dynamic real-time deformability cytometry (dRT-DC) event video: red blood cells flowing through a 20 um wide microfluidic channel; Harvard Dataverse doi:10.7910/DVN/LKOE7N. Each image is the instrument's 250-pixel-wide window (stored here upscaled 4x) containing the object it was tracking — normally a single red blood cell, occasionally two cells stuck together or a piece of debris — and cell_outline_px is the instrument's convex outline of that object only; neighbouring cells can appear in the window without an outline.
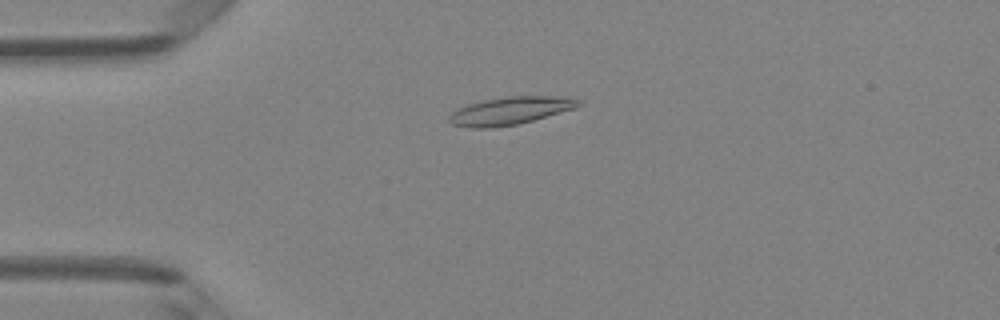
{"species": "Egyptian fruit bat (a non-hibernating species)", "species_latin": "Rousettus aegyptiacus", "temperature_condition": "room temperature", "stored_images_in_passage": 6, "camera_frame_rate_fps": 3000, "um_per_image_px": 0.085, "animal": {"sex": "female"}, "frame": {"image": 1, "passage_image": 4, "time_ms": 1.0, "image_size_px": [1000, 320], "cell_outline_px": [[580, 104], [576, 108], [532, 120], [516, 124], [492, 128], [472, 128], [452, 124], [448, 120], [448, 116], [456, 108], [468, 104], [484, 100], [508, 96], [572, 96], [580, 100]], "centroid_in_image_um": [43.36, 9.4], "position_along_channel_um": 41.6, "area_um2": 20.98}}
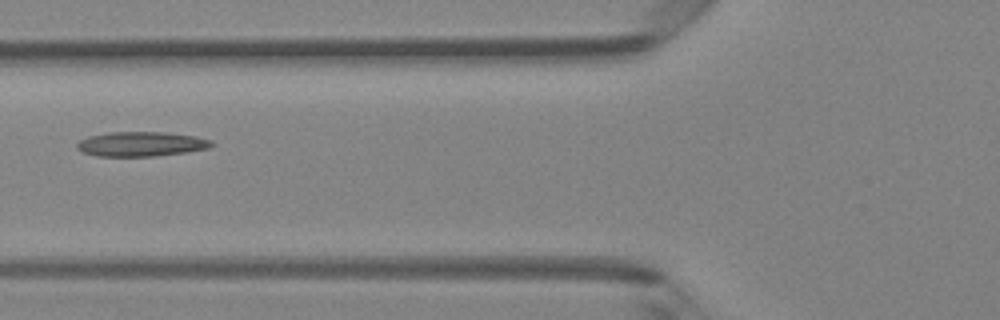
{"frame": {"image": 2, "passage_image": 6, "time_ms": 1.667, "image_size_px": [1000, 320], "cell_outline_px": [[216, 144], [208, 148], [184, 152], [152, 156], [96, 156], [84, 152], [76, 148], [76, 144], [80, 140], [88, 136], [108, 132], [164, 132], [196, 136], [212, 140]], "centroid_in_image_um": [12.0, 12.23], "position_along_channel_um": 113.8, "area_um2": 19.31}}